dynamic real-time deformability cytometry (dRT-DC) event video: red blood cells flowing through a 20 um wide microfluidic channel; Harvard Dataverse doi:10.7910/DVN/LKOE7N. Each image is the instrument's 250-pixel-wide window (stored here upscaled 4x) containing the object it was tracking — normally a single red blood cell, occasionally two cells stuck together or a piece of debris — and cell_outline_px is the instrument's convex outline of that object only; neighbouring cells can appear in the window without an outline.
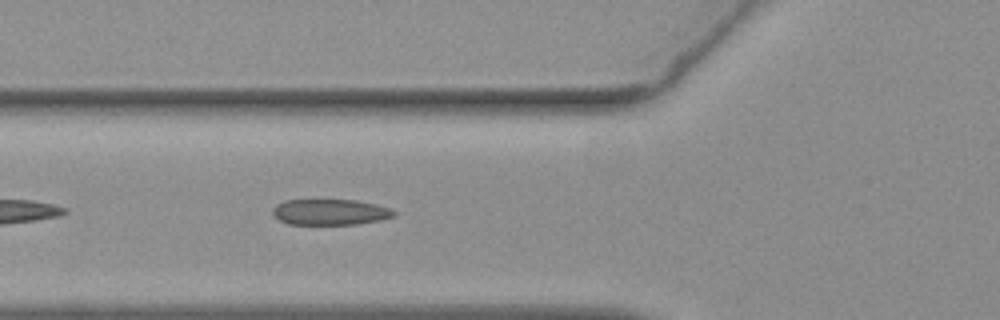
{"species": "common noctule bat (a hibernating species)", "species_latin": "Nyctalus noctula", "temperature_condition": "warm", "stored_images_in_passage": 10, "camera_frame_rate_fps": 3000, "um_per_image_px": 0.085, "animal": {"sex": "female", "body_mass_g": 19.3, "forearm_length_mm": 54.1}, "frame": {"image": 1, "passage_image": 5, "time_ms": 1.333, "image_size_px": [1000, 320], "cell_outline_px": [[396, 216], [380, 220], [356, 224], [288, 224], [280, 220], [272, 212], [272, 208], [276, 204], [284, 200], [356, 200], [376, 204], [392, 208], [396, 212]], "centroid_in_image_um": [28.09, 18.02], "position_along_channel_um": 97.7, "area_um2": 18.32}}